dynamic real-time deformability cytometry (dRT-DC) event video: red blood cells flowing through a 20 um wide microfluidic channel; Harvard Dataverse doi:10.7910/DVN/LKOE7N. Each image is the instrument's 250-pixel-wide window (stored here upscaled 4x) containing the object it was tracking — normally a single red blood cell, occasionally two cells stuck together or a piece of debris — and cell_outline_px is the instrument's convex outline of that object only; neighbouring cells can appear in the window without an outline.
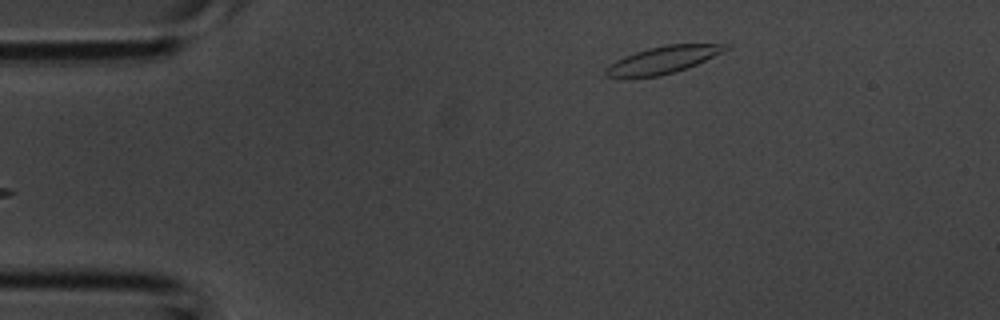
{"species": "common noctule bat (a hibernating species)", "species_latin": "Nyctalus noctula", "temperature_condition": "room temperature", "stored_images_in_passage": 3, "camera_frame_rate_fps": 3000, "um_per_image_px": 0.085, "animal": {"sex": "male", "body_mass_g": 20.1, "forearm_length_mm": 53.5}, "frame": {"image": 1, "passage_image": 3, "time_ms": 0.667, "image_size_px": [1000, 320], "cell_outline_px": [[732, 48], [696, 64], [660, 76], [604, 76], [604, 68], [608, 64], [624, 56], [648, 48], [668, 44], [724, 44]], "centroid_in_image_um": [56.34, 5.07], "position_along_channel_um": 28.7, "area_um2": 18.55}}